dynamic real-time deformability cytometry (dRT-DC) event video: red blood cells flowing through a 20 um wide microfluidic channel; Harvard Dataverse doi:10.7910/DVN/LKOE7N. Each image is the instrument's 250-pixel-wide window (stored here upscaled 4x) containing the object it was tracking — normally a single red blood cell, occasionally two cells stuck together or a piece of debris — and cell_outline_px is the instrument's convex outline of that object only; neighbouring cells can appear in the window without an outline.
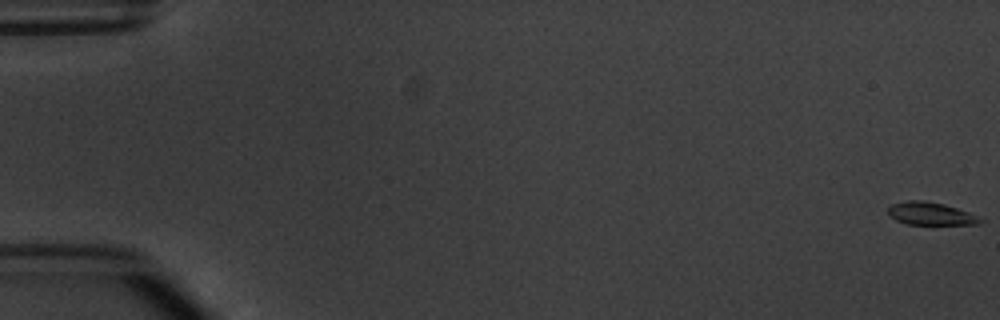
{"species": "common noctule bat (a hibernating species)", "species_latin": "Nyctalus noctula", "temperature_condition": "warm", "stored_images_in_passage": 7, "camera_frame_rate_fps": 3000, "um_per_image_px": 0.085, "animal": {"sex": "male", "body_mass_g": 20.1, "forearm_length_mm": 53.5}, "frame": {"image": 1, "passage_image": 1, "time_ms": 0.0, "image_size_px": [1000, 320], "cell_outline_px": [[984, 220], [980, 224], [908, 224], [896, 220], [888, 216], [888, 208], [892, 204], [908, 200], [920, 200], [944, 204], [968, 212]], "centroid_in_image_um": [79.07, 18.16], "position_along_channel_um": 5.9, "area_um2": 12.08}}